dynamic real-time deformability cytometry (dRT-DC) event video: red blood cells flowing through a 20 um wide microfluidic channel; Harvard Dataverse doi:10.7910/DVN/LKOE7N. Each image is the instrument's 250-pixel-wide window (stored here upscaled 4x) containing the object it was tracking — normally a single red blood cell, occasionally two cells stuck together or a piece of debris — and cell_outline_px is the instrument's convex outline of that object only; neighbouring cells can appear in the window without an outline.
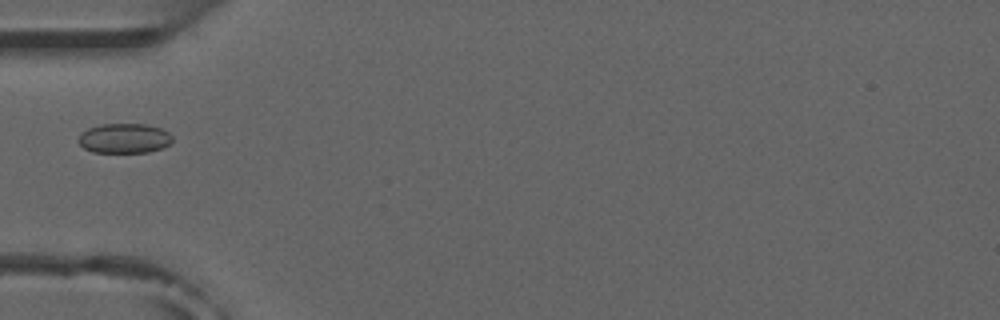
{"species": "common noctule bat (a hibernating species)", "species_latin": "Nyctalus noctula", "temperature_condition": "room temperature", "stored_images_in_passage": 3, "camera_frame_rate_fps": 3000, "um_per_image_px": 0.085, "animal": {"sex": "male", "forearm_length_mm": 52.5}, "frame": {"image": 1, "passage_image": 3, "time_ms": 2.333, "image_size_px": [1000, 320], "cell_outline_px": [[172, 140], [164, 148], [148, 152], [92, 152], [84, 148], [76, 140], [80, 132], [88, 128], [100, 124], [148, 124], [160, 128], [168, 132], [172, 136]], "centroid_in_image_um": [10.53, 11.75], "position_along_channel_um": 74.5, "area_um2": 16.47}}